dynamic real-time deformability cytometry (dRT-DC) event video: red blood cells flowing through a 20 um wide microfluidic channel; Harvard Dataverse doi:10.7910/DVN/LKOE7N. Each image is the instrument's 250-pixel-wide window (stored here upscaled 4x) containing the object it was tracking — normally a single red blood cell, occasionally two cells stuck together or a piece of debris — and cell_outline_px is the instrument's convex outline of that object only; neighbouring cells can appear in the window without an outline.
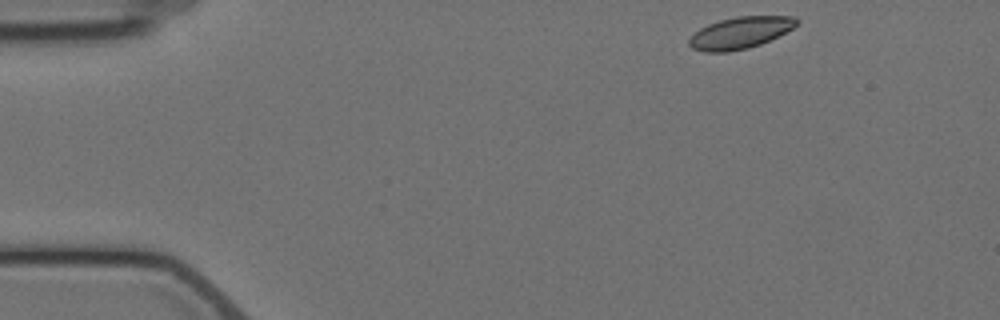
{"species": "Egyptian fruit bat (a non-hibernating species)", "species_latin": "Rousettus aegyptiacus", "temperature_condition": "cold", "stored_images_in_passage": 5, "camera_frame_rate_fps": 3000, "um_per_image_px": 0.085, "animal": {"sex": "female"}, "frame": {"image": 1, "passage_image": 1, "time_ms": 0.0, "image_size_px": [1000, 320], "cell_outline_px": [[800, 24], [760, 44], [748, 48], [728, 52], [704, 52], [692, 48], [688, 44], [688, 40], [700, 28], [708, 24], [720, 20], [736, 16], [796, 16], [800, 20]], "centroid_in_image_um": [62.92, 2.78], "position_along_channel_um": 22.1, "area_um2": 19.83}}
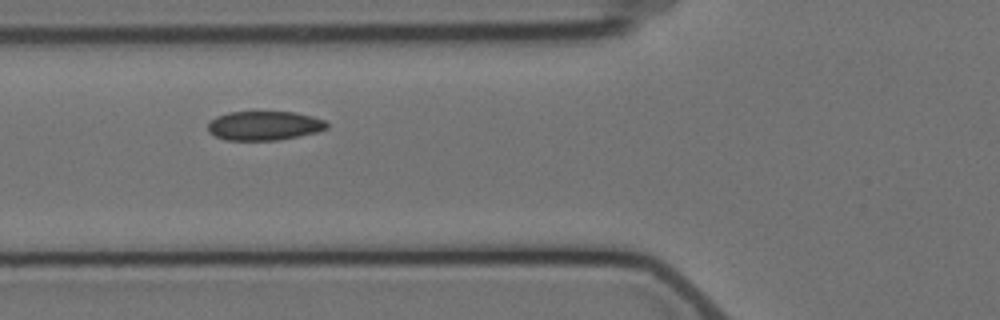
{"frame": {"image": 2, "passage_image": 5, "time_ms": 4.667, "image_size_px": [1000, 320], "cell_outline_px": [[328, 128], [316, 132], [276, 140], [224, 140], [208, 132], [208, 124], [216, 116], [228, 112], [292, 112], [312, 116], [324, 120], [328, 124]], "centroid_in_image_um": [22.44, 10.68], "position_along_channel_um": 103.4, "area_um2": 20.06}}